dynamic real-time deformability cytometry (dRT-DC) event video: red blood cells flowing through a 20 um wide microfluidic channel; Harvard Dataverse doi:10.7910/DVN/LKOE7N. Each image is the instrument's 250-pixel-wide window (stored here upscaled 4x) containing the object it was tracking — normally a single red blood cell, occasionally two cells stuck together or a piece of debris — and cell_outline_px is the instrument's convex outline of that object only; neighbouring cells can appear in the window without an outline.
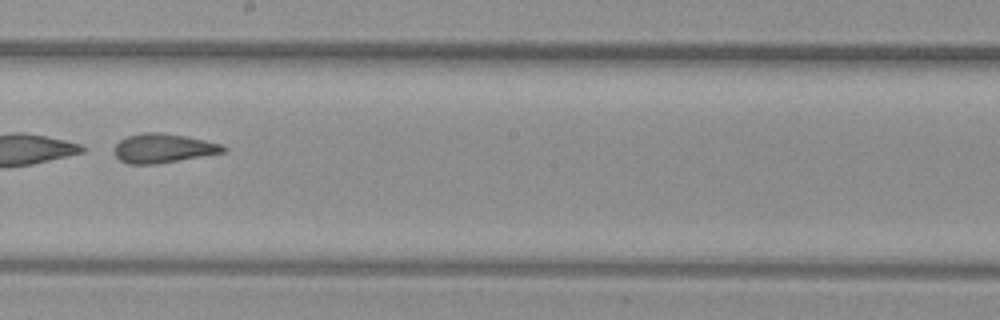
{"species": "common noctule bat (a hibernating species)", "species_latin": "Nyctalus noctula", "temperature_condition": "warm", "stored_images_in_passage": 41, "segment_of_instrument_passage": [2, 2], "camera_frame_rate_fps": 3000, "um_per_image_px": 0.085, "animal": {"sex": "female", "body_mass_g": 29.2, "forearm_length_mm": 56.3}, "frame": {"image": 1, "passage_image": 23, "time_ms": 7.333, "image_size_px": [1000, 320], "cell_outline_px": [[228, 148], [224, 152], [156, 164], [128, 164], [120, 160], [116, 156], [116, 144], [120, 140], [128, 136], [144, 132], [160, 132], [184, 136], [204, 140], [220, 144]], "centroid_in_image_um": [13.86, 12.6], "position_along_channel_um": 234.3, "area_um2": 18.21}}
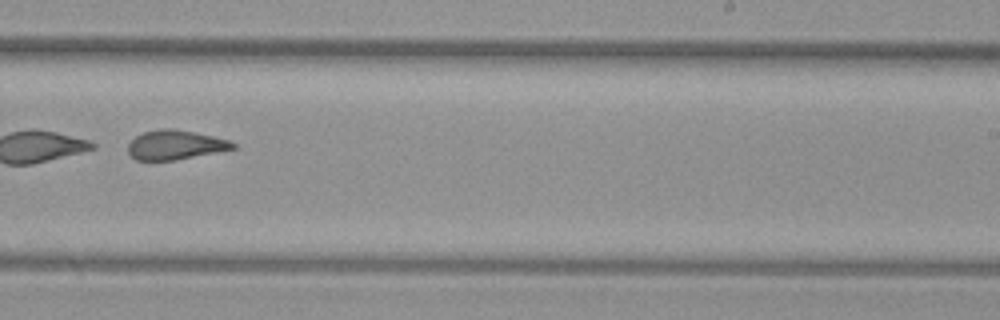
{"frame": {"image": 2, "passage_image": 26, "time_ms": 8.333, "image_size_px": [1000, 320], "cell_outline_px": [[236, 148], [176, 160], [136, 160], [128, 152], [128, 144], [136, 136], [144, 132], [160, 128], [172, 128], [212, 136], [228, 140], [236, 144]], "centroid_in_image_um": [14.88, 12.31], "position_along_channel_um": 274.1, "area_um2": 17.74}}